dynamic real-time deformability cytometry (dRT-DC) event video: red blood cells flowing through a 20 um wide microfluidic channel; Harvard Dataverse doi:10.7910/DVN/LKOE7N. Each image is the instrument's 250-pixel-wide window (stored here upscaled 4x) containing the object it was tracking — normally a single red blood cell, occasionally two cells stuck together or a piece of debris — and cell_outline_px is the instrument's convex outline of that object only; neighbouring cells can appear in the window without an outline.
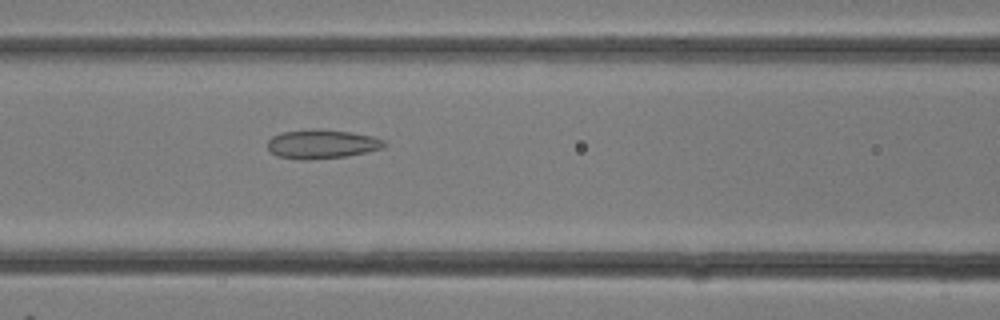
{"species": "common noctule bat (a hibernating species)", "species_latin": "Nyctalus noctula", "temperature_condition": "room temperature", "stored_images_in_passage": 5, "camera_frame_rate_fps": 3000, "um_per_image_px": 0.085, "animal": {"sex": "female"}, "frame": {"image": 1, "passage_image": 5, "time_ms": 1.333, "image_size_px": [1000, 320], "cell_outline_px": [[388, 144], [384, 148], [368, 152], [344, 156], [308, 160], [300, 160], [276, 156], [268, 152], [268, 140], [272, 136], [280, 132], [316, 128], [352, 132], [372, 136], [384, 140]], "centroid_in_image_um": [27.34, 12.24], "position_along_channel_um": 139.3, "area_um2": 20.11}}